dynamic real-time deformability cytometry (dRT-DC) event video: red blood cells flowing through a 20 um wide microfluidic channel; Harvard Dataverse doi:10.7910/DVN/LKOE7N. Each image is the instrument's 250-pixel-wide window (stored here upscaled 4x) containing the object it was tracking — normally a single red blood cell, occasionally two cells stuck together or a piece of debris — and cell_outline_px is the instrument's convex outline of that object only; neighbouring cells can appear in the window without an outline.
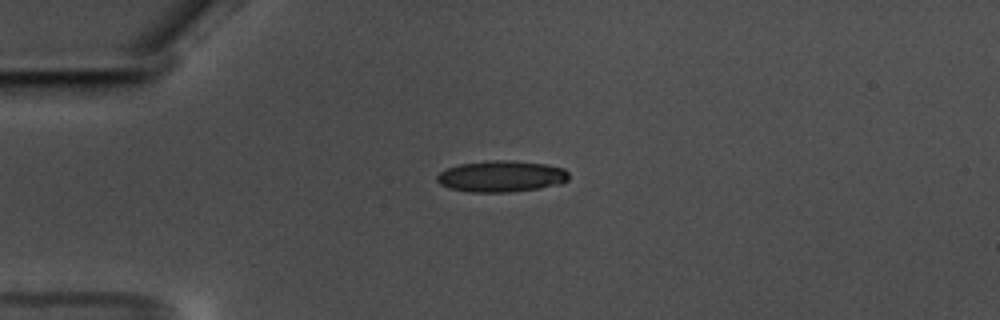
{"species": "common noctule bat (a hibernating species)", "species_latin": "Nyctalus noctula", "temperature_condition": "warm", "stored_images_in_passage": 37, "camera_frame_rate_fps": 3000, "um_per_image_px": 0.085, "animal": {"sex": "male", "body_mass_g": 17.5, "forearm_length_mm": 52.3}, "frame": {"image": 1, "passage_image": 7, "time_ms": 2.0, "image_size_px": [1000, 320], "cell_outline_px": [[568, 180], [560, 184], [540, 188], [508, 192], [472, 192], [448, 188], [440, 184], [436, 180], [436, 176], [440, 172], [448, 168], [460, 164], [488, 160], [512, 160], [544, 164], [564, 168], [568, 172]], "centroid_in_image_um": [42.61, 14.98], "position_along_channel_um": 42.4, "area_um2": 24.1}}